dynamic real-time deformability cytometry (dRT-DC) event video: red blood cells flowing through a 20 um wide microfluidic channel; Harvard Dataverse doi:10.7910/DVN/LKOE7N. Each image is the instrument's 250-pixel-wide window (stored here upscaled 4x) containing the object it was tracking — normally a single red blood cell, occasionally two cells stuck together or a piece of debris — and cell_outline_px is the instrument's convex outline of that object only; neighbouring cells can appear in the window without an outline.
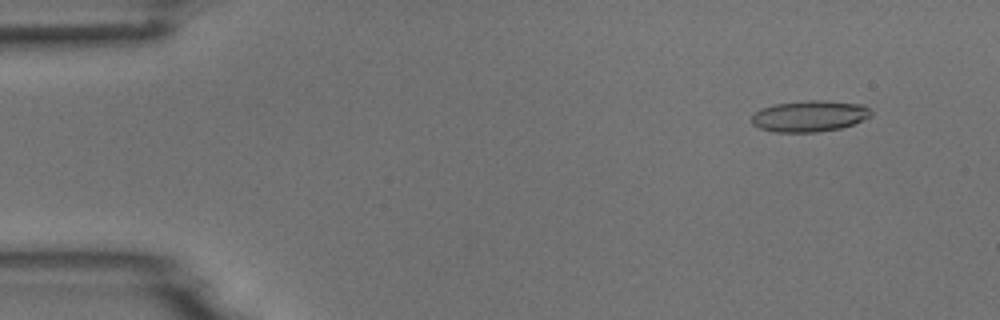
{"species": "common noctule bat (a hibernating species)", "species_latin": "Nyctalus noctula", "temperature_condition": "room temperature", "stored_images_in_passage": 5, "camera_frame_rate_fps": 3000, "um_per_image_px": 0.085, "animal": {"sex": "male", "body_mass_g": 18.8}, "frame": {"image": 1, "passage_image": 2, "time_ms": 1.333, "image_size_px": [1000, 320], "cell_outline_px": [[872, 116], [852, 124], [840, 128], [816, 132], [772, 132], [760, 128], [752, 124], [752, 116], [760, 108], [776, 104], [808, 100], [824, 100], [864, 104], [872, 112]], "centroid_in_image_um": [68.82, 9.86], "position_along_channel_um": 16.2, "area_um2": 21.73}}
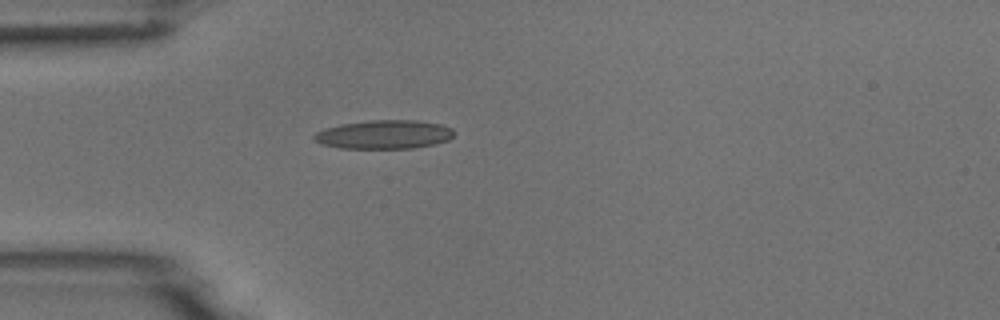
{"frame": {"image": 2, "passage_image": 5, "time_ms": 4.667, "image_size_px": [1000, 320], "cell_outline_px": [[452, 136], [448, 140], [436, 144], [412, 148], [340, 148], [320, 144], [312, 140], [312, 136], [316, 132], [324, 128], [340, 124], [372, 120], [416, 120], [440, 124], [452, 128]], "centroid_in_image_um": [32.59, 11.43], "position_along_channel_um": 52.4, "area_um2": 23.52}}